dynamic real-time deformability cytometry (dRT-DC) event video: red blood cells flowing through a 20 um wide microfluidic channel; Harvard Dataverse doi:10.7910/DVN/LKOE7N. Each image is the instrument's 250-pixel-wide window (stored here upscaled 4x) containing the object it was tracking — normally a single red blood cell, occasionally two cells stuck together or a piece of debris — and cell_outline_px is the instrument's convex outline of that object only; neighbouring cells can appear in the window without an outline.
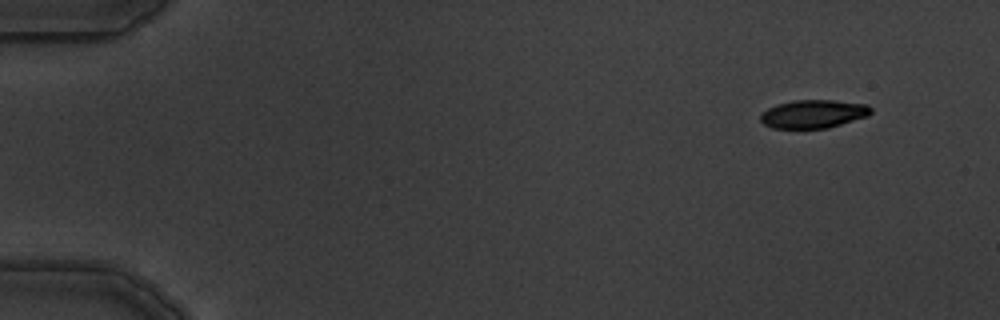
{"species": "common noctule bat (a hibernating species)", "species_latin": "Nyctalus noctula", "temperature_condition": "warm", "stored_images_in_passage": 8, "camera_frame_rate_fps": 3000, "um_per_image_px": 0.085, "animal": {"sex": "male", "body_mass_g": 19.5, "forearm_length_mm": 54.6}, "frame": {"image": 1, "passage_image": 1, "time_ms": 0.0, "image_size_px": [1000, 320], "cell_outline_px": [[872, 112], [868, 116], [828, 128], [772, 128], [764, 124], [760, 120], [760, 112], [776, 104], [792, 100], [832, 100], [868, 104], [872, 108]], "centroid_in_image_um": [69.13, 9.68], "position_along_channel_um": 15.9, "area_um2": 18.38}}
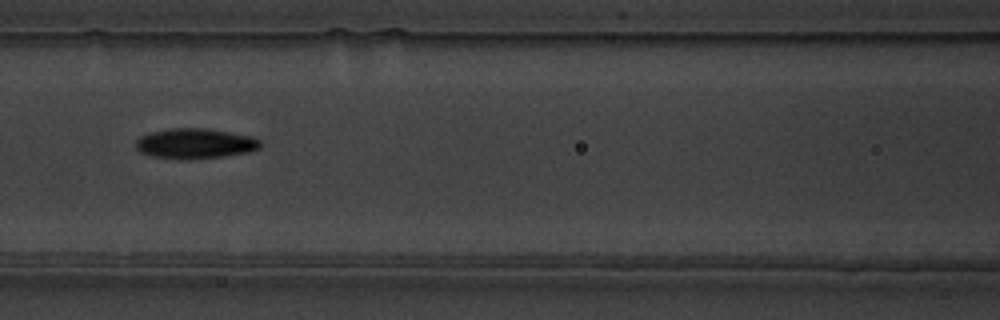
{"frame": {"image": 2, "passage_image": 7, "time_ms": 6.667, "image_size_px": [1000, 320], "cell_outline_px": [[260, 148], [252, 152], [224, 156], [192, 160], [188, 160], [152, 156], [140, 152], [136, 148], [136, 140], [140, 136], [148, 132], [168, 128], [208, 128], [252, 136], [260, 140]], "centroid_in_image_um": [16.59, 12.2], "position_along_channel_um": 150.0, "area_um2": 22.31}}
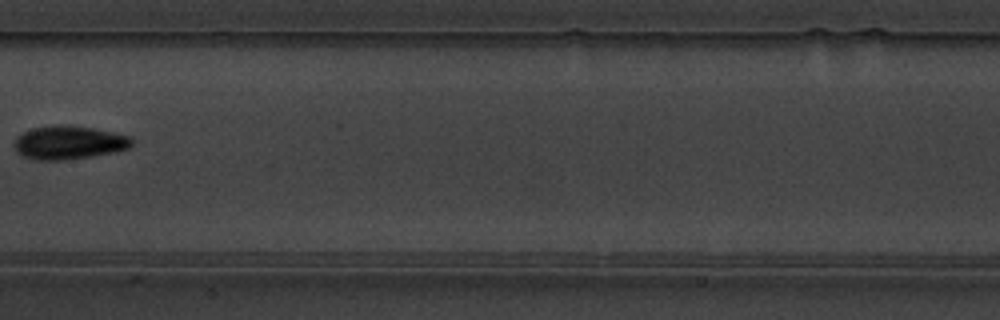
{"frame": {"image": 3, "passage_image": 8, "time_ms": 8.0, "image_size_px": [1000, 320], "cell_outline_px": [[132, 144], [128, 148], [116, 152], [92, 156], [64, 160], [36, 160], [24, 156], [16, 152], [16, 136], [32, 128], [56, 124], [92, 128], [132, 136]], "centroid_in_image_um": [5.87, 12.12], "position_along_channel_um": 201.5, "area_um2": 22.83}}